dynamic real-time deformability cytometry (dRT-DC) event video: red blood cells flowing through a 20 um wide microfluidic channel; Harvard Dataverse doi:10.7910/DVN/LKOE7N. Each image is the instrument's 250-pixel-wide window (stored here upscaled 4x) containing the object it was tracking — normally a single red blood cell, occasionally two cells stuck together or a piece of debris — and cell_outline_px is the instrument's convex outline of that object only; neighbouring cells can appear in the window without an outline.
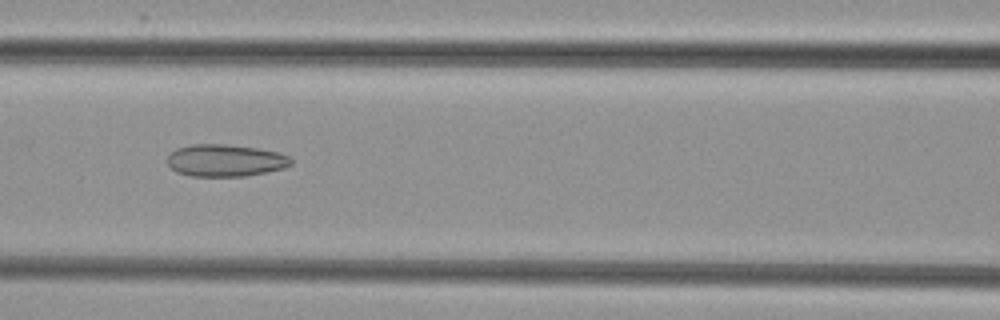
{"species": "common noctule bat (a hibernating species)", "species_latin": "Nyctalus noctula", "temperature_condition": "cold", "stored_images_in_passage": 8, "camera_frame_rate_fps": 3000, "um_per_image_px": 0.085, "animal": {"sex": "female", "body_mass_g": 29.2, "forearm_length_mm": 56.3}, "frame": {"image": 1, "passage_image": 5, "time_ms": 5.667, "image_size_px": [1000, 320], "cell_outline_px": [[292, 164], [284, 168], [248, 176], [192, 176], [176, 172], [168, 164], [168, 156], [176, 148], [192, 144], [224, 144], [256, 148], [280, 152], [288, 156], [292, 160]], "centroid_in_image_um": [19.17, 13.64], "position_along_channel_um": 147.4, "area_um2": 23.18}}
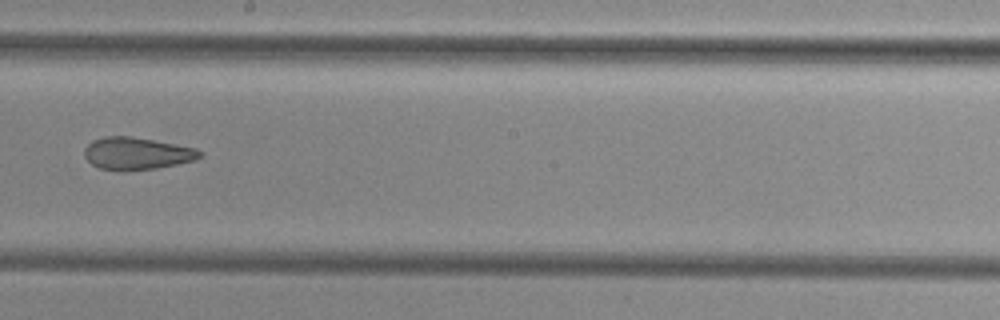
{"frame": {"image": 2, "passage_image": 7, "time_ms": 8.0, "image_size_px": [1000, 320], "cell_outline_px": [[204, 156], [196, 160], [156, 168], [120, 172], [100, 168], [92, 164], [84, 156], [84, 148], [92, 140], [104, 136], [132, 136], [196, 148], [204, 152]], "centroid_in_image_um": [11.64, 13.05], "position_along_channel_um": 236.6, "area_um2": 22.02}}
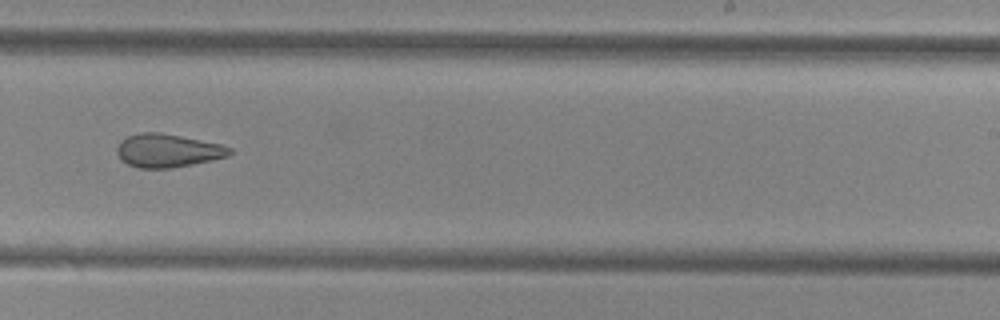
{"frame": {"image": 3, "passage_image": 8, "time_ms": 9.0, "image_size_px": [1000, 320], "cell_outline_px": [[232, 152], [228, 156], [212, 160], [172, 168], [140, 168], [128, 164], [120, 160], [116, 152], [116, 148], [120, 140], [128, 136], [140, 132], [160, 132], [220, 144], [232, 148]], "centroid_in_image_um": [14.22, 12.8], "position_along_channel_um": 274.8, "area_um2": 21.91}}